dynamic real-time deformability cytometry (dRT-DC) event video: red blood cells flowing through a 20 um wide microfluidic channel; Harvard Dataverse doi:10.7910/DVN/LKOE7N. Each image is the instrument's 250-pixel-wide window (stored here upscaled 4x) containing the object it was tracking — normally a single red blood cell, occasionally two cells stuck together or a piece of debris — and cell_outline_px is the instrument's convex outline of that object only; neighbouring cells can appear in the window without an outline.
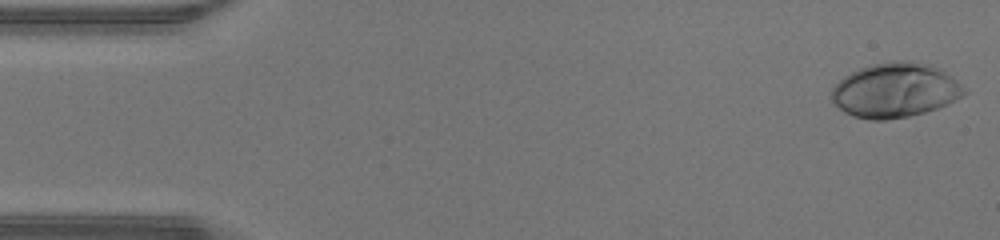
{"species": "human", "species_latin": "Homo sapiens", "temperature_condition": "warm", "stored_images_in_passage": 46, "camera_frame_rate_fps": 3000, "um_per_image_px": 0.085, "donor": {"sex": "male"}, "frame": {"image": 1, "passage_image": 1, "time_ms": 0.0, "image_size_px": [1000, 240], "cell_outline_px": [[968, 92], [948, 104], [924, 112], [908, 116], [884, 120], [872, 120], [852, 116], [844, 112], [832, 100], [832, 88], [844, 76], [860, 68], [872, 64], [896, 60], [916, 60], [940, 68], [952, 76]], "centroid_in_image_um": [76.1, 7.65], "position_along_channel_um": 8.9, "area_um2": 42.14}}
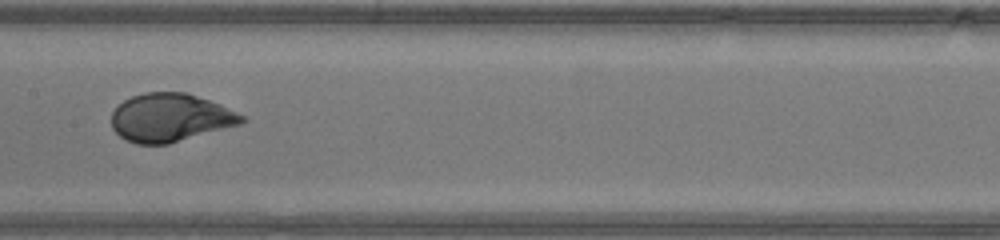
{"frame": {"image": 2, "passage_image": 23, "time_ms": 7.333, "image_size_px": [1000, 240], "cell_outline_px": [[248, 120], [240, 124], [168, 144], [136, 144], [124, 140], [112, 128], [112, 112], [124, 100], [132, 96], [144, 92], [188, 92], [220, 104], [248, 116]], "centroid_in_image_um": [14.5, 9.99], "position_along_channel_um": 192.9, "area_um2": 36.82}}
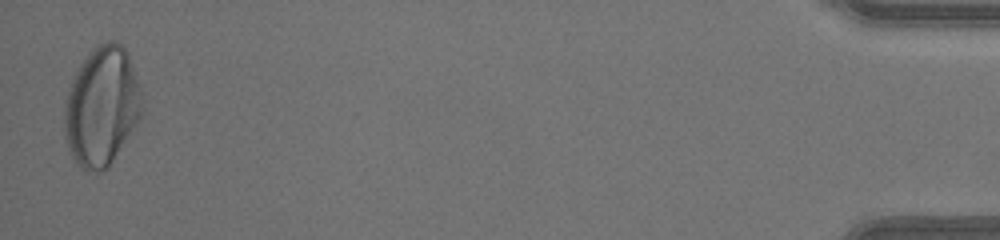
{"frame": {"image": 3, "passage_image": 46, "time_ms": 15.0, "image_size_px": [1000, 240], "cell_outline_px": [[140, 116], [136, 124], [108, 168], [100, 172], [96, 172], [80, 168], [76, 164], [68, 148], [64, 132], [64, 100], [68, 88], [80, 64], [88, 52], [96, 44], [108, 40], [112, 40], [120, 44], [128, 52], [140, 88]], "centroid_in_image_um": [8.61, 9.04], "position_along_channel_um": 426.6, "area_um2": 53.81}, "authors_computed_cell_mechanics": {"area_um2": 37.6278, "velocity_mm_per_s": 4.3627, "shape_relaxation_time_tau1_ms": 3.1895, "shape_relaxation_time_tau2_ms": null, "deformation_change_tau1": 0.2128, "deformation_change_tau2": null}}